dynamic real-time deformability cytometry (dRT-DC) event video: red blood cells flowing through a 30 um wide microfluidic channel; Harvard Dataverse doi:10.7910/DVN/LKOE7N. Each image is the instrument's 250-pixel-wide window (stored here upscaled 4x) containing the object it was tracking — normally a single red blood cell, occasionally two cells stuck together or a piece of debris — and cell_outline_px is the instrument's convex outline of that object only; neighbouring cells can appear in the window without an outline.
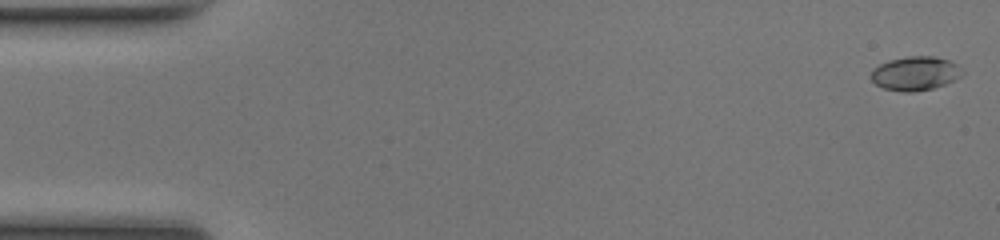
{"species": "common noctule bat (a hibernating species)", "species_latin": "Nyctalus noctula", "temperature_condition": "room temperature", "stored_images_in_passage": 50, "camera_frame_rate_fps": 3000, "um_per_image_px": 0.085, "animal": {"sex": "female", "body_mass_g": 17.0, "forearm_length_mm": 48.0}, "frame": {"image": 1, "passage_image": 1, "time_ms": 0.0, "image_size_px": [1000, 240], "cell_outline_px": [[964, 72], [960, 76], [944, 84], [932, 88], [912, 92], [904, 92], [884, 88], [876, 84], [872, 80], [872, 68], [888, 60], [908, 56], [932, 56], [948, 60], [956, 64]], "centroid_in_image_um": [77.77, 6.23], "position_along_channel_um": 7.2, "area_um2": 17.8}}
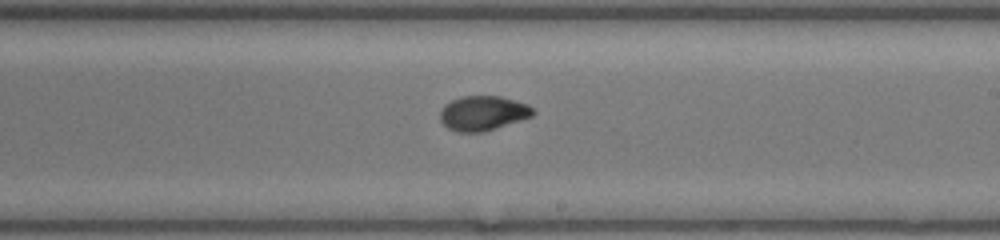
{"frame": {"image": 2, "passage_image": 29, "time_ms": 9.333, "image_size_px": [1000, 240], "cell_outline_px": [[536, 112], [532, 116], [484, 132], [456, 132], [448, 128], [440, 120], [440, 112], [444, 104], [460, 96], [500, 96], [528, 104]], "centroid_in_image_um": [41.03, 9.62], "position_along_channel_um": 248.0, "area_um2": 18.79}}
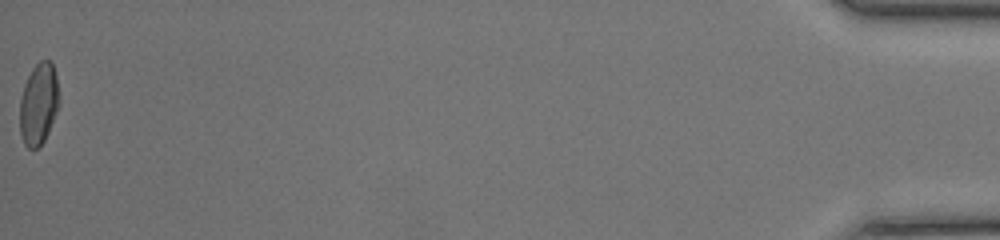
{"frame": {"image": 3, "passage_image": 50, "time_ms": 16.333, "image_size_px": [1000, 240], "cell_outline_px": [[56, 112], [48, 132], [44, 140], [36, 148], [28, 148], [24, 144], [20, 132], [20, 100], [24, 84], [32, 68], [40, 60], [52, 60], [56, 76]], "centroid_in_image_um": [3.24, 8.82], "position_along_channel_um": 432.0, "area_um2": 18.15}, "authors_computed_cell_mechanics": {"area_um2": 18.496, "velocity_mm_per_s": 4.1963, "shape_relaxation_time_tau1_ms": 3.2718, "shape_relaxation_time_tau2_ms": 0.8918, "deformation_change_tau1": 0.1538, "deformation_change_tau2": 0.0371}}